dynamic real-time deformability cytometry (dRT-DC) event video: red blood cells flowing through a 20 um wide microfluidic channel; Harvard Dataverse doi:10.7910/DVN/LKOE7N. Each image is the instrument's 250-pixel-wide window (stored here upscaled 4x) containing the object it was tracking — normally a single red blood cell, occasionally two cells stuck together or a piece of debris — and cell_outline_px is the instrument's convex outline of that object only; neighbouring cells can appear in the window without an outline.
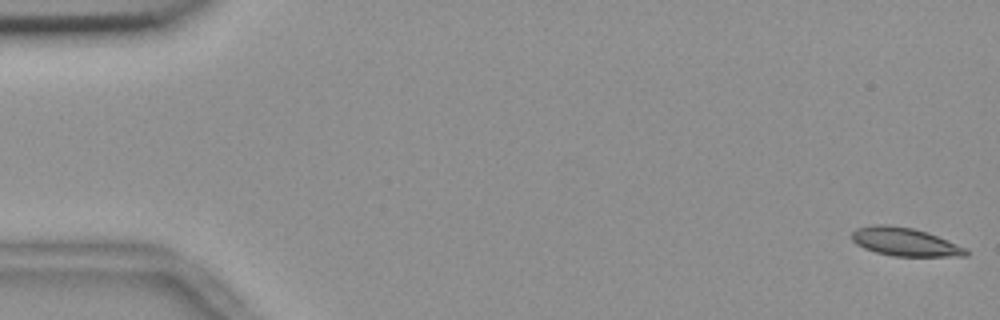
{"species": "common noctule bat (a hibernating species)", "species_latin": "Nyctalus noctula", "temperature_condition": "room temperature", "stored_images_in_passage": 14, "camera_frame_rate_fps": 3000, "um_per_image_px": 0.085, "animal": {"sex": "female", "body_mass_g": 18.4}, "frame": {"image": 1, "passage_image": 1, "time_ms": 0.0, "image_size_px": [1000, 320], "cell_outline_px": [[968, 256], [892, 256], [876, 252], [864, 248], [856, 244], [852, 240], [852, 232], [856, 228], [876, 224], [884, 224], [912, 228], [936, 236], [968, 248]], "centroid_in_image_um": [76.9, 20.57], "position_along_channel_um": 8.1, "area_um2": 18.67}}